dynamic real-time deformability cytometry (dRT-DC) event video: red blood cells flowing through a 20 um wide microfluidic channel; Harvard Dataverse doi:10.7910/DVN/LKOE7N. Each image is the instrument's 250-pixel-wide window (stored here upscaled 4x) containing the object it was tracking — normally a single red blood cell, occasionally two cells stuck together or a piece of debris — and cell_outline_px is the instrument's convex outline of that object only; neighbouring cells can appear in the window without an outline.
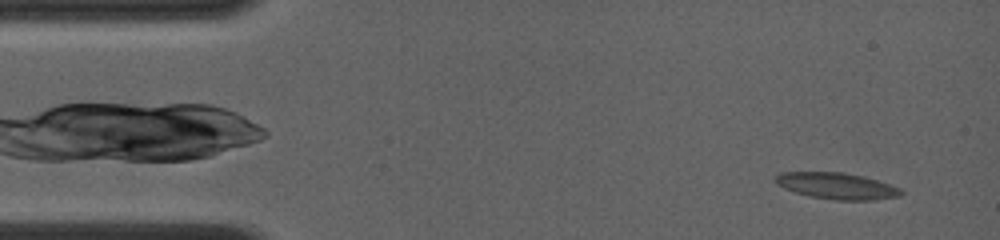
{"species": "common noctule bat (a hibernating species)", "species_latin": "Nyctalus noctula", "temperature_condition": "room temperature", "stored_images_in_passage": 37, "camera_frame_rate_fps": 4000, "um_per_image_px": 0.085, "animal": {"sex": "female", "body_mass_g": 19.0, "forearm_length_mm": 56.7}, "frame": {"image": 1, "passage_image": 2, "time_ms": 0.25, "image_size_px": [1000, 240], "cell_outline_px": [[904, 192], [900, 196], [872, 200], [836, 200], [808, 196], [784, 188], [776, 184], [772, 180], [780, 172], [844, 172], [864, 176], [900, 188]], "centroid_in_image_um": [71.1, 15.8], "position_along_channel_um": 13.9, "area_um2": 19.36}}
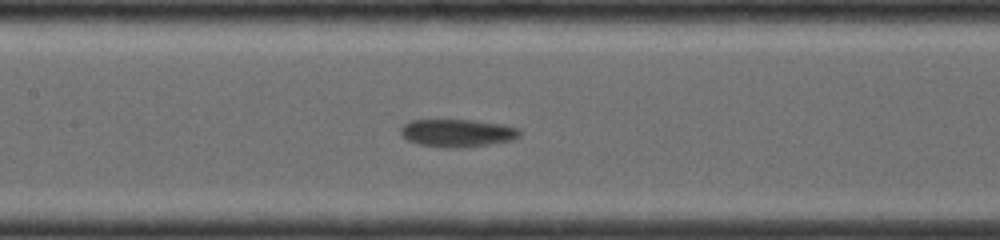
{"frame": {"image": 2, "passage_image": 17, "time_ms": 4.0, "image_size_px": [1000, 240], "cell_outline_px": [[520, 136], [512, 140], [488, 144], [456, 148], [452, 148], [420, 144], [408, 140], [400, 132], [400, 128], [404, 124], [412, 120], [472, 120], [500, 124], [520, 128]], "centroid_in_image_um": [38.89, 11.29], "position_along_channel_um": 168.5, "area_um2": 18.96}}
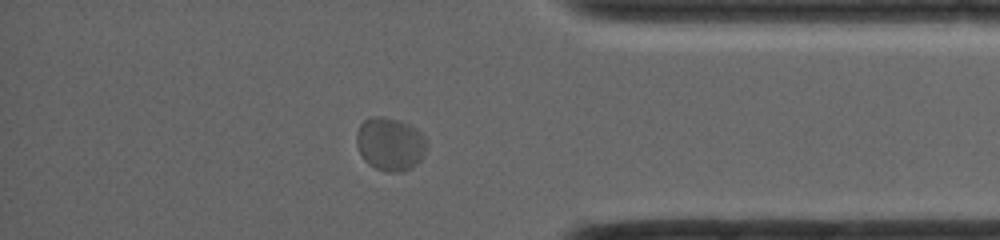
{"frame": {"image": 3, "passage_image": 32, "time_ms": 7.75, "image_size_px": [1000, 240], "cell_outline_px": [[428, 144], [420, 160], [412, 168], [400, 172], [388, 172], [376, 168], [368, 164], [364, 160], [356, 144], [356, 132], [360, 124], [364, 120], [372, 116], [384, 116], [400, 120], [416, 128], [424, 136]], "centroid_in_image_um": [33.15, 12.23], "position_along_channel_um": 402.1, "area_um2": 21.96}}